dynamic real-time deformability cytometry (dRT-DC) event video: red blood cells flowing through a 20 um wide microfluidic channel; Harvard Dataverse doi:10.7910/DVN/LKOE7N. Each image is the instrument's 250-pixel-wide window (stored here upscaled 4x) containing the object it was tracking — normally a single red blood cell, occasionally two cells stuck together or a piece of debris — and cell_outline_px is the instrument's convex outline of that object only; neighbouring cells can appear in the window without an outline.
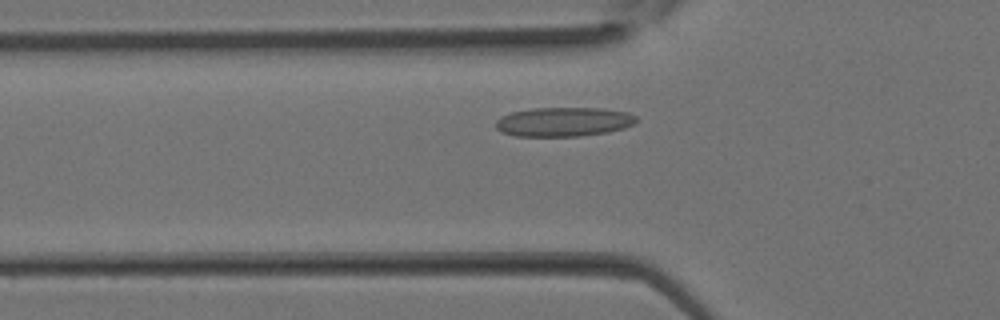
{"species": "Egyptian fruit bat (a non-hibernating species)", "species_latin": "Rousettus aegyptiacus", "temperature_condition": "room temperature", "stored_images_in_passage": 27, "camera_frame_rate_fps": 3000, "um_per_image_px": 0.085, "animal": {"sex": "female"}, "frame": {"image": 1, "passage_image": 3, "time_ms": 0.667, "image_size_px": [1000, 320], "cell_outline_px": [[640, 120], [624, 128], [608, 132], [580, 136], [516, 136], [500, 132], [496, 128], [496, 120], [500, 116], [512, 112], [532, 108], [604, 108], [628, 112], [636, 116]], "centroid_in_image_um": [47.92, 10.35], "position_along_channel_um": 77.9, "area_um2": 24.16}}
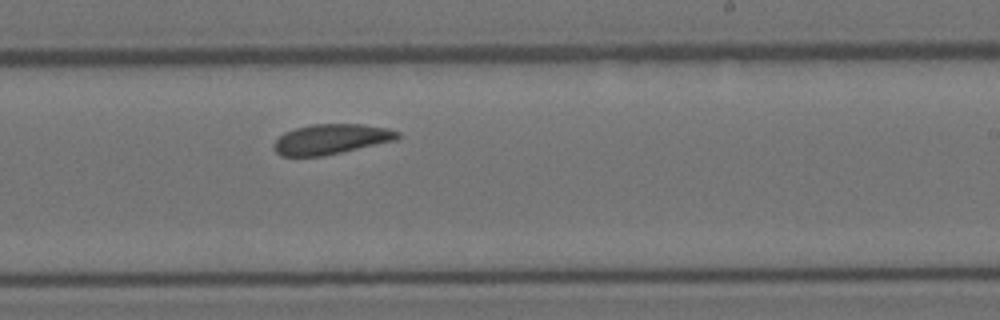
{"frame": {"image": 2, "passage_image": 13, "time_ms": 4.0, "image_size_px": [1000, 320], "cell_outline_px": [[400, 136], [396, 140], [324, 156], [280, 156], [272, 148], [272, 144], [284, 132], [296, 128], [312, 124], [364, 124], [388, 128], [400, 132]], "centroid_in_image_um": [28.13, 11.83], "position_along_channel_um": 260.9, "area_um2": 21.85}}
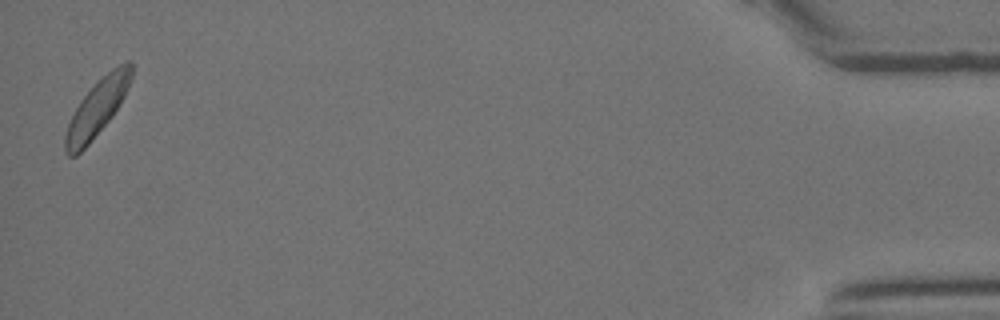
{"frame": {"image": 3, "passage_image": 27, "time_ms": 8.667, "image_size_px": [1000, 320], "cell_outline_px": [[132, 80], [124, 96], [112, 116], [88, 144], [76, 156], [68, 156], [64, 152], [64, 136], [68, 124], [80, 100], [112, 68], [124, 60], [132, 60]], "centroid_in_image_um": [8.26, 9.17], "position_along_channel_um": 426.9, "area_um2": 21.39}}